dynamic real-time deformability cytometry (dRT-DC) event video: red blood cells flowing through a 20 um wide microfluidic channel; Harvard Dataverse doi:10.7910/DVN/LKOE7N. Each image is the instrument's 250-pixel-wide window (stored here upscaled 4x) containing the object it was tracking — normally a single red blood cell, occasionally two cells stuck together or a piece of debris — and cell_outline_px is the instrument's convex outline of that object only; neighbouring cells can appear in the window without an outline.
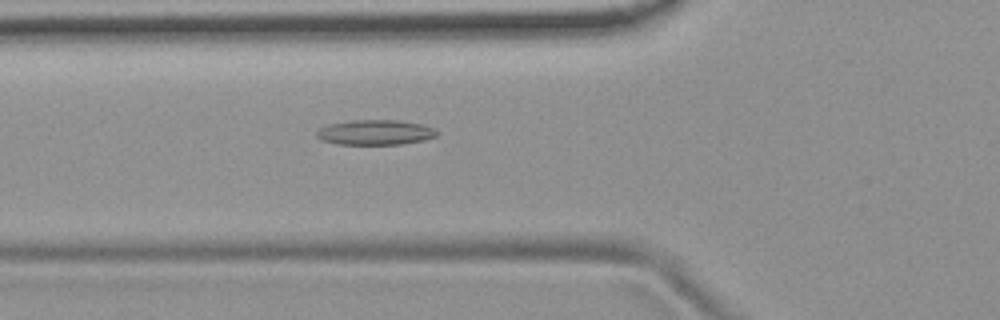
{"species": "common noctule bat (a hibernating species)", "species_latin": "Nyctalus noctula", "temperature_condition": "room temperature", "stored_images_in_passage": 47, "camera_frame_rate_fps": 3000, "um_per_image_px": 0.085, "animal": {"sex": "female", "body_mass_g": 19.9}, "frame": {"image": 1, "passage_image": 13, "time_ms": 4.0, "image_size_px": [1000, 320], "cell_outline_px": [[440, 132], [436, 136], [424, 140], [400, 144], [340, 144], [320, 140], [316, 136], [316, 132], [320, 128], [328, 124], [352, 120], [396, 120], [420, 124], [432, 128]], "centroid_in_image_um": [31.87, 11.25], "position_along_channel_um": 93.9, "area_um2": 17.46}}
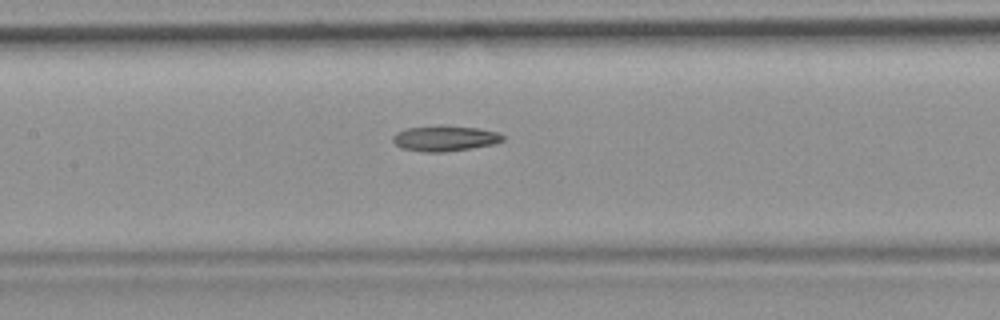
{"frame": {"image": 2, "passage_image": 19, "time_ms": 6.0, "image_size_px": [1000, 320], "cell_outline_px": [[504, 140], [492, 144], [472, 148], [444, 152], [424, 152], [400, 148], [392, 140], [392, 136], [396, 132], [408, 128], [476, 128], [496, 132], [504, 136]], "centroid_in_image_um": [37.78, 11.81], "position_along_channel_um": 169.6, "area_um2": 15.49}}
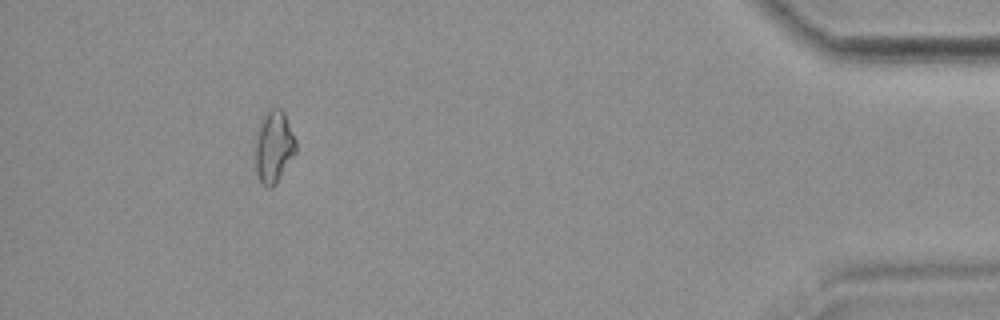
{"frame": {"image": 3, "passage_image": 43, "time_ms": 14.0, "image_size_px": [1000, 320], "cell_outline_px": [[296, 152], [276, 184], [272, 188], [268, 188], [260, 180], [256, 172], [256, 136], [260, 124], [268, 108], [280, 108], [284, 112], [296, 140]], "centroid_in_image_um": [23.29, 12.47], "position_along_channel_um": 411.9, "area_um2": 16.88}}